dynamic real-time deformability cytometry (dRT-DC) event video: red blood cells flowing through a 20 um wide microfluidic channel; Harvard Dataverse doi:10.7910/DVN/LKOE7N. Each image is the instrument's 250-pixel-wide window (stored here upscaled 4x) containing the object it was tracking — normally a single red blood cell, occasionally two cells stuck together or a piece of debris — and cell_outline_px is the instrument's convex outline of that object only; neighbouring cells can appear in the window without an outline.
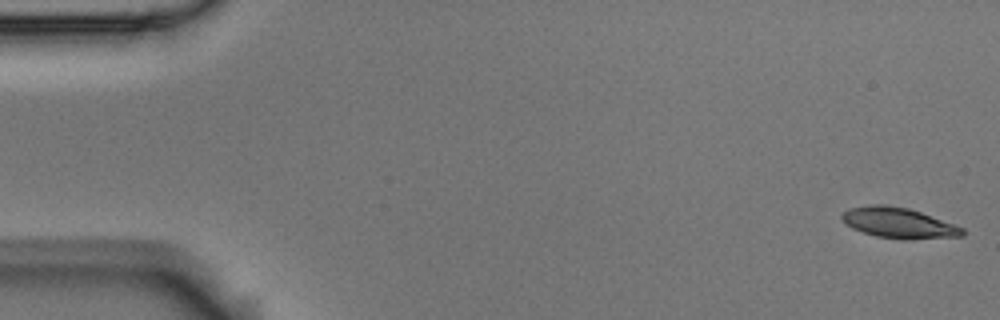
{"species": "Egyptian fruit bat (a non-hibernating species)", "species_latin": "Rousettus aegyptiacus", "temperature_condition": "room temperature", "stored_images_in_passage": 5, "camera_frame_rate_fps": 3000, "um_per_image_px": 0.085, "animal": {"sex": "male"}, "frame": {"image": 1, "passage_image": 1, "time_ms": 0.0, "image_size_px": [1000, 320], "cell_outline_px": [[964, 236], [876, 236], [852, 228], [840, 216], [848, 208], [876, 204], [880, 204], [908, 208], [920, 212], [964, 228]], "centroid_in_image_um": [76.31, 18.88], "position_along_channel_um": 8.7, "area_um2": 19.88}}
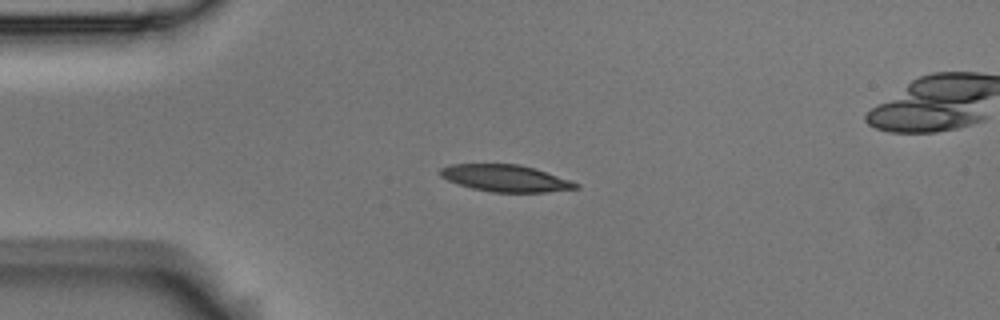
{"frame": {"image": 2, "passage_image": 4, "time_ms": 1.0, "image_size_px": [1000, 320], "cell_outline_px": [[580, 188], [544, 192], [492, 192], [472, 188], [448, 180], [440, 176], [440, 168], [452, 164], [520, 164], [572, 180], [580, 184]], "centroid_in_image_um": [43.0, 15.15], "position_along_channel_um": 42.0, "area_um2": 21.1}}